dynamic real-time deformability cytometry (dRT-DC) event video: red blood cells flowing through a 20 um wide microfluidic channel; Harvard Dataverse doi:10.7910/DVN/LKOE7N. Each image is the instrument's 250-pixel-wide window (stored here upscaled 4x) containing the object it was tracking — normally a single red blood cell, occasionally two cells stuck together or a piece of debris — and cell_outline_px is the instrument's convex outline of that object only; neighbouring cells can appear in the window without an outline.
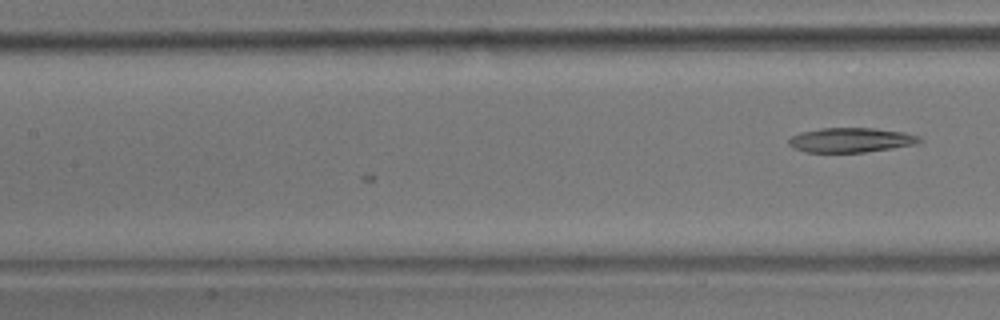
{"species": "common noctule bat (a hibernating species)", "species_latin": "Nyctalus noctula", "temperature_condition": "room temperature", "stored_images_in_passage": 22, "camera_frame_rate_fps": 3000, "um_per_image_px": 0.085, "animal": {"sex": "male", "body_mass_g": 17.9}, "frame": {"image": 1, "passage_image": 22, "time_ms": 7.0, "image_size_px": [1000, 320], "cell_outline_px": [[924, 140], [916, 144], [892, 148], [864, 152], [804, 152], [792, 148], [788, 144], [788, 140], [792, 136], [800, 132], [820, 128], [876, 128], [904, 132], [916, 136]], "centroid_in_image_um": [72.29, 11.9], "position_along_channel_um": 135.1, "area_um2": 18.79}}